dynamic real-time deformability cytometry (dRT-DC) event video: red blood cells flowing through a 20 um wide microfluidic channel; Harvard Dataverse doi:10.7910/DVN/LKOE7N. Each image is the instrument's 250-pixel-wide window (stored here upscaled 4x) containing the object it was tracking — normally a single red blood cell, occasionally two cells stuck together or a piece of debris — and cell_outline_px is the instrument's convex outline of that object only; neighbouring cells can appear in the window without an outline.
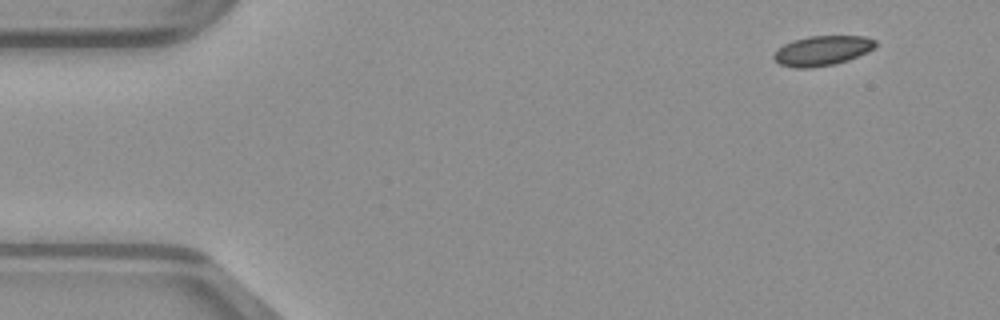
{"species": "common noctule bat (a hibernating species)", "species_latin": "Nyctalus noctula", "temperature_condition": "warm", "stored_images_in_passage": 46, "camera_frame_rate_fps": 3000, "um_per_image_px": 0.085, "animal": {"sex": "male", "body_mass_g": 23.1, "forearm_length_mm": 52.7}, "frame": {"image": 1, "passage_image": 1, "time_ms": 0.0, "image_size_px": [1000, 320], "cell_outline_px": [[876, 44], [868, 52], [848, 60], [832, 64], [812, 68], [796, 68], [780, 64], [772, 56], [776, 48], [792, 40], [808, 36], [864, 36], [876, 40]], "centroid_in_image_um": [69.86, 4.3], "position_along_channel_um": 15.1, "area_um2": 17.69}}
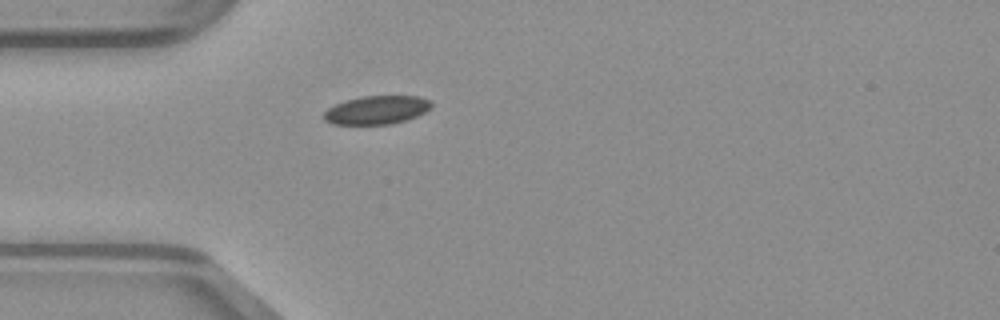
{"frame": {"image": 2, "passage_image": 11, "time_ms": 3.333, "image_size_px": [1000, 320], "cell_outline_px": [[432, 108], [416, 116], [392, 124], [332, 124], [324, 120], [324, 112], [328, 108], [344, 100], [360, 96], [420, 96], [432, 100]], "centroid_in_image_um": [32.03, 9.33], "position_along_channel_um": 53.0, "area_um2": 17.92}}
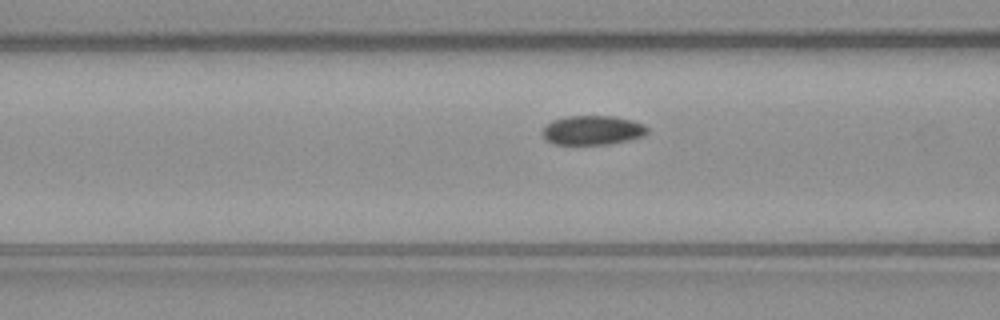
{"frame": {"image": 3, "passage_image": 16, "time_ms": 5.0, "image_size_px": [1000, 320], "cell_outline_px": [[648, 132], [644, 136], [628, 140], [608, 144], [556, 144], [548, 140], [540, 132], [552, 120], [564, 116], [616, 116], [632, 120], [644, 124], [648, 128]], "centroid_in_image_um": [50.39, 11.05], "position_along_channel_um": 116.2, "area_um2": 17.92}}